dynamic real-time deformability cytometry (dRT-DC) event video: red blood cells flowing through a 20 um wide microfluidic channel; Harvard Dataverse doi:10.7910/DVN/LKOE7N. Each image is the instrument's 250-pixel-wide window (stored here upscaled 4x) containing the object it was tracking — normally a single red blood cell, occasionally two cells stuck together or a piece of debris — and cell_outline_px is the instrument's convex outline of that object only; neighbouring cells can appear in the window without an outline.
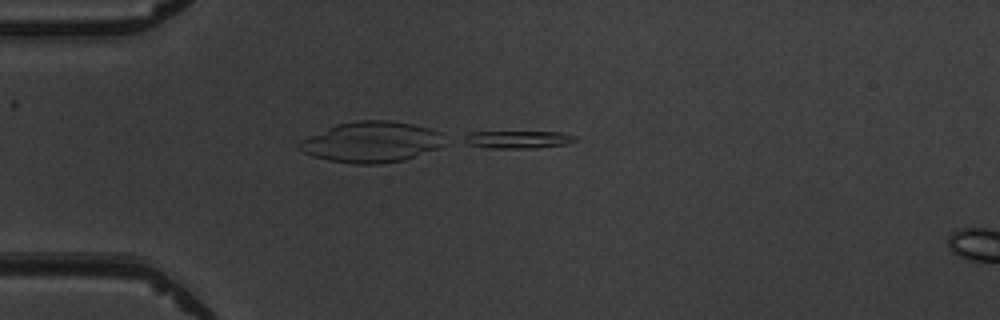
{"species": "common noctule bat (a hibernating species)", "species_latin": "Nyctalus noctula", "temperature_condition": "warm", "stored_images_in_passage": 2, "camera_frame_rate_fps": 3000, "um_per_image_px": 0.085, "animal": {"sex": "male", "body_mass_g": 19.5, "forearm_length_mm": 54.6}, "frame": {"image": 1, "passage_image": 1, "time_ms": 0.0, "image_size_px": [1000, 320], "cell_outline_px": [[576, 140], [568, 144], [536, 148], [488, 148], [468, 144], [464, 140], [464, 136], [468, 132], [560, 132], [576, 136]], "centroid_in_image_um": [44.04, 11.86], "position_along_channel_um": 41.0, "area_um2": 11.39}}